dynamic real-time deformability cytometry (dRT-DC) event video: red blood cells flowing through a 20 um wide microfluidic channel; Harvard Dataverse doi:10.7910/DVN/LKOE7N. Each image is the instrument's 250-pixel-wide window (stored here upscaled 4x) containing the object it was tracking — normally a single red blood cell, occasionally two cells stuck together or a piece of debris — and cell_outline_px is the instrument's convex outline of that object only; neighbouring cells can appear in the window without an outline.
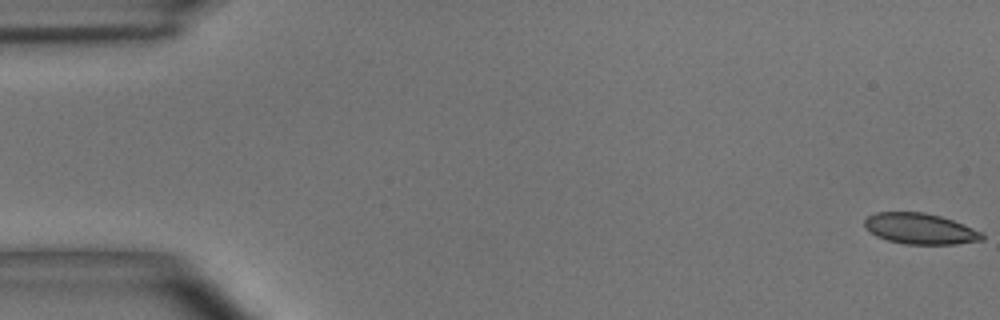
{"species": "common noctule bat (a hibernating species)", "species_latin": "Nyctalus noctula", "temperature_condition": "room temperature", "stored_images_in_passage": 55, "camera_frame_rate_fps": 3000, "um_per_image_px": 0.085, "animal": {"sex": "male", "body_mass_g": 15.6}, "frame": {"image": 1, "passage_image": 1, "time_ms": 0.0, "image_size_px": [1000, 320], "cell_outline_px": [[984, 240], [956, 244], [904, 244], [888, 240], [876, 236], [864, 228], [864, 220], [868, 216], [876, 212], [924, 212], [940, 216], [952, 220], [984, 232]], "centroid_in_image_um": [78.21, 19.44], "position_along_channel_um": 6.8, "area_um2": 21.27}}
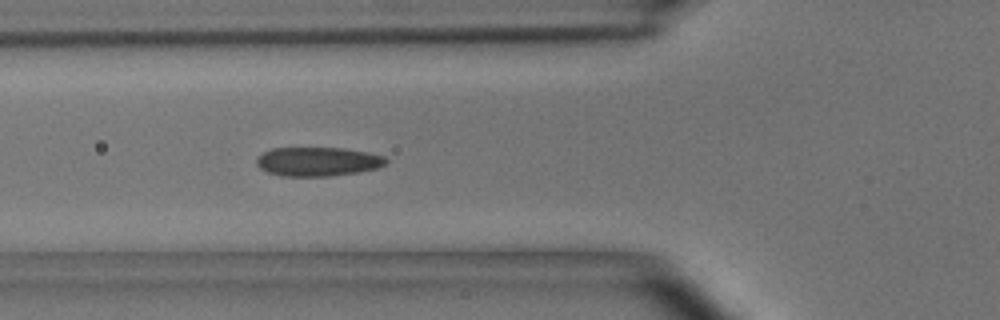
{"frame": {"image": 2, "passage_image": 20, "time_ms": 6.333, "image_size_px": [1000, 320], "cell_outline_px": [[388, 160], [380, 168], [332, 176], [280, 176], [268, 172], [260, 168], [256, 164], [256, 160], [264, 152], [272, 148], [344, 148], [368, 152], [384, 156]], "centroid_in_image_um": [27.03, 13.73], "position_along_channel_um": 98.8, "area_um2": 21.91}}
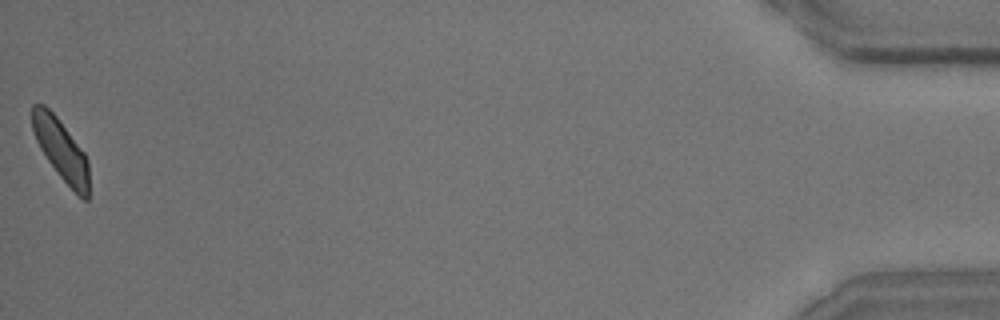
{"frame": {"image": 3, "passage_image": 55, "time_ms": 18.0, "image_size_px": [1000, 320], "cell_outline_px": [[88, 200], [84, 200], [60, 176], [48, 160], [40, 148], [36, 140], [32, 128], [32, 104], [44, 104], [56, 116], [84, 152], [88, 160]], "centroid_in_image_um": [5.17, 12.69], "position_along_channel_um": 430.0, "area_um2": 19.71}, "authors_computed_cell_mechanics": {"area_um2": 21.9062, "velocity_mm_per_s": 3.6508, "shape_relaxation_time_tau1_ms": 5.0194, "shape_relaxation_time_tau2_ms": 1.9846, "deformation_change_tau1": 0.1288, "deformation_change_tau2": 0.0635}}